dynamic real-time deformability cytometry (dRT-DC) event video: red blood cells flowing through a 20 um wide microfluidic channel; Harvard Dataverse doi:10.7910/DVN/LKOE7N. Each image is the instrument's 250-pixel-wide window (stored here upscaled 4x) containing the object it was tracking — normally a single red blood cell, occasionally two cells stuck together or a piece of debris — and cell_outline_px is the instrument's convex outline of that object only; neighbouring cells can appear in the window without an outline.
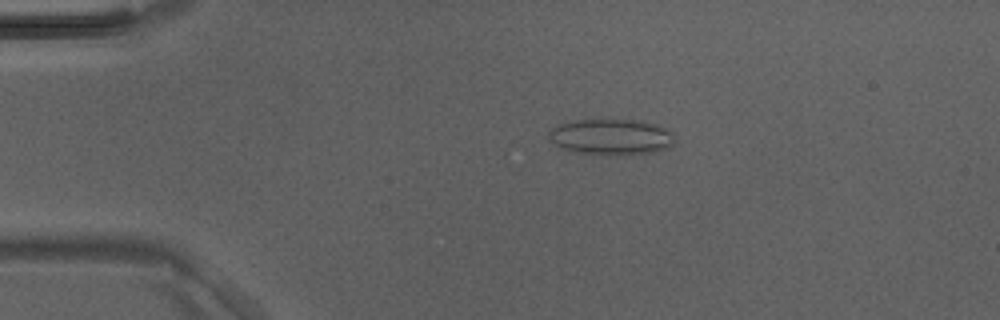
{"species": "Egyptian fruit bat (a non-hibernating species)", "species_latin": "Rousettus aegyptiacus", "temperature_condition": "room temperature", "stored_images_in_passage": 46, "camera_frame_rate_fps": 3000, "um_per_image_px": 0.085, "animal": {"sex": "male"}, "frame": {"image": 1, "passage_image": 10, "time_ms": 3.0, "image_size_px": [1000, 320], "cell_outline_px": [[672, 144], [668, 148], [656, 152], [628, 156], [608, 156], [580, 152], [564, 148], [548, 140], [548, 132], [552, 128], [560, 124], [576, 120], [640, 120], [656, 124], [672, 132]], "centroid_in_image_um": [51.97, 11.66], "position_along_channel_um": 33.0, "area_um2": 26.53}}
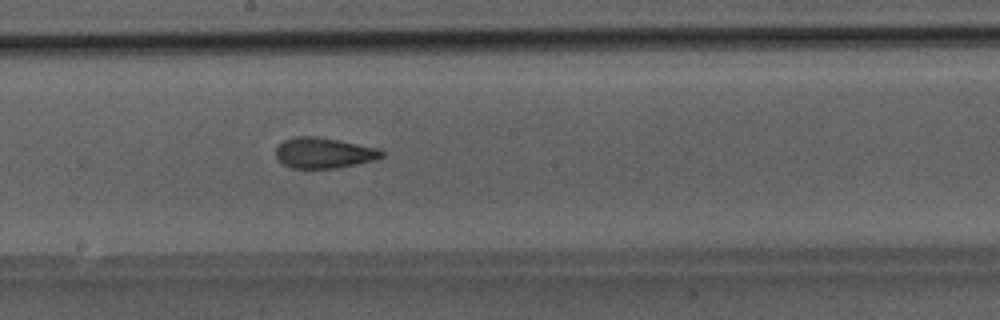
{"frame": {"image": 2, "passage_image": 26, "time_ms": 8.333, "image_size_px": [1000, 320], "cell_outline_px": [[384, 156], [376, 160], [336, 168], [292, 168], [284, 164], [276, 156], [276, 148], [284, 140], [296, 136], [316, 136], [380, 148], [384, 152]], "centroid_in_image_um": [27.56, 12.99], "position_along_channel_um": 220.6, "area_um2": 18.84}}
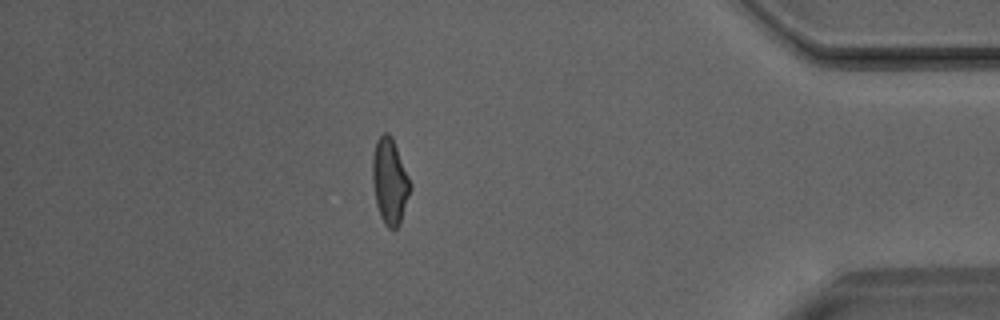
{"frame": {"image": 3, "passage_image": 41, "time_ms": 13.333, "image_size_px": [1000, 320], "cell_outline_px": [[412, 188], [400, 224], [396, 228], [388, 228], [384, 224], [380, 216], [376, 204], [372, 180], [372, 156], [376, 140], [384, 132], [388, 132], [392, 136], [412, 184]], "centroid_in_image_um": [33.14, 15.4], "position_along_channel_um": 402.1, "area_um2": 19.13}}